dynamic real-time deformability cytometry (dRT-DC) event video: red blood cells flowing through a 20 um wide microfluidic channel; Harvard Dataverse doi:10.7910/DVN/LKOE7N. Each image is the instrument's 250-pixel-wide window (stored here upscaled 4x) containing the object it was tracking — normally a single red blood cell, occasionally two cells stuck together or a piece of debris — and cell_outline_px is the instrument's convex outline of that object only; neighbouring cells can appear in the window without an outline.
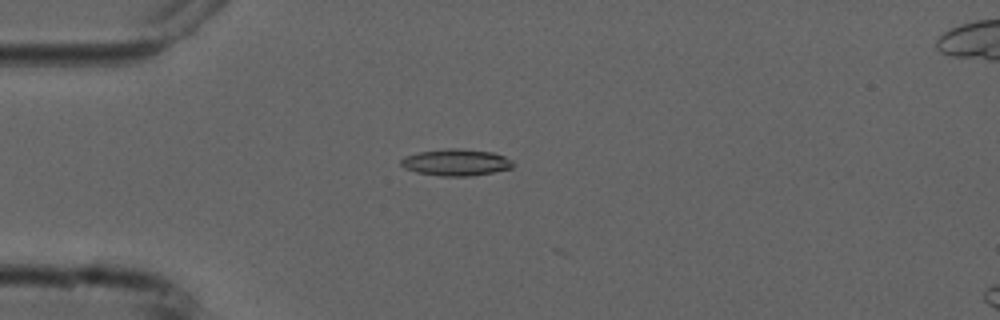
{"species": "common noctule bat (a hibernating species)", "species_latin": "Nyctalus noctula", "temperature_condition": "cold", "stored_images_in_passage": 5, "camera_frame_rate_fps": 3000, "um_per_image_px": 0.085, "animal": {"sex": "male", "forearm_length_mm": 52.5}, "frame": {"image": 1, "passage_image": 3, "time_ms": 2.333, "image_size_px": [1000, 320], "cell_outline_px": [[512, 168], [472, 176], [440, 176], [416, 172], [404, 168], [400, 164], [400, 160], [404, 156], [416, 152], [448, 148], [456, 148], [492, 152], [504, 156], [512, 160]], "centroid_in_image_um": [38.71, 13.8], "position_along_channel_um": 46.3, "area_um2": 17.46}}